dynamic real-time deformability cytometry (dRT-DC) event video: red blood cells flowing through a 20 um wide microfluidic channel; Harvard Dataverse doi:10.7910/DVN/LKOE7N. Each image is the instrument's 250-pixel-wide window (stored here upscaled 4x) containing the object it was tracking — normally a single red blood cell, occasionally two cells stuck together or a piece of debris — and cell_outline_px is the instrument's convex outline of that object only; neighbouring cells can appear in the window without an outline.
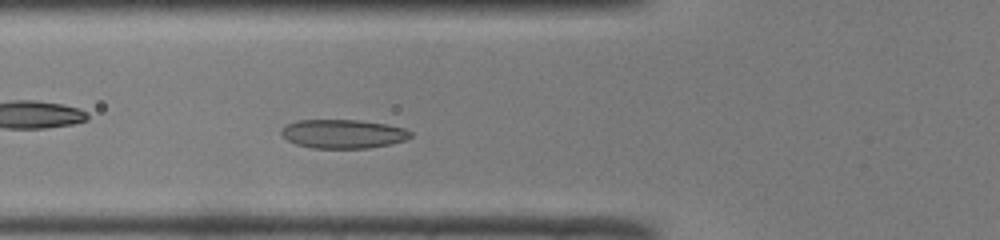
{"species": "common noctule bat (a hibernating species)", "species_latin": "Nyctalus noctula", "temperature_condition": "room temperature", "stored_images_in_passage": 42, "camera_frame_rate_fps": 3000, "um_per_image_px": 0.085, "animal": {"sex": "male", "body_mass_g": 19.0, "forearm_length_mm": 50.8}, "frame": {"image": 1, "passage_image": 11, "time_ms": 3.333, "image_size_px": [1000, 240], "cell_outline_px": [[412, 136], [408, 140], [368, 148], [312, 148], [296, 144], [288, 140], [280, 132], [288, 124], [296, 120], [360, 120], [388, 124], [404, 128], [412, 132]], "centroid_in_image_um": [29.21, 11.37], "position_along_channel_um": 96.6, "area_um2": 21.73}}
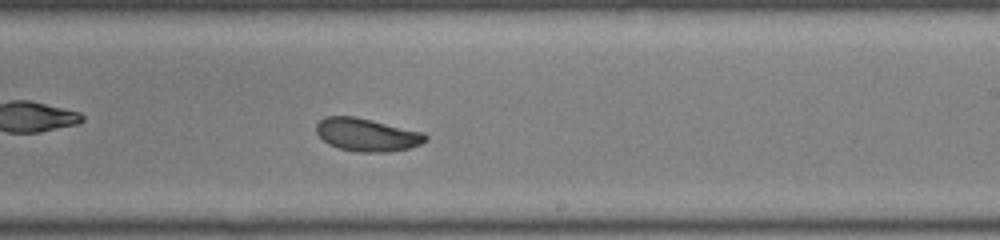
{"frame": {"image": 2, "passage_image": 23, "time_ms": 7.333, "image_size_px": [1000, 240], "cell_outline_px": [[428, 140], [420, 144], [408, 148], [388, 152], [356, 152], [340, 148], [328, 144], [316, 132], [316, 124], [324, 116], [356, 116], [424, 132], [428, 136]], "centroid_in_image_um": [31.2, 11.44], "position_along_channel_um": 257.8, "area_um2": 21.1}}
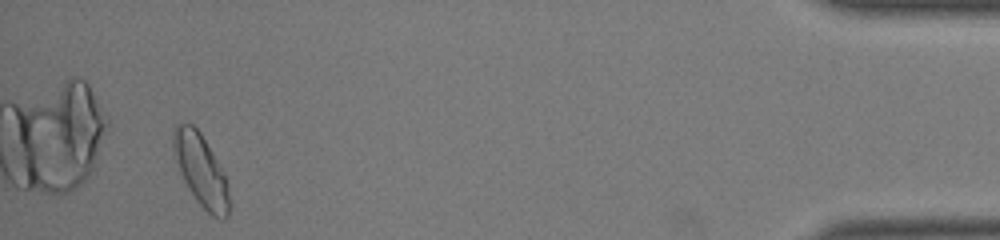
{"frame": {"image": 3, "passage_image": 40, "time_ms": 13.0, "image_size_px": [1000, 240], "cell_outline_px": [[232, 208], [228, 216], [224, 220], [212, 216], [196, 200], [184, 180], [172, 148], [172, 132], [176, 124], [192, 124], [200, 132], [220, 168], [228, 184], [232, 204]], "centroid_in_image_um": [17.11, 14.53], "position_along_channel_um": 418.1, "area_um2": 23.18}, "authors_computed_cell_mechanics": {"area_um2": 21.2126, "velocity_mm_per_s": 4.0416, "shape_relaxation_time_tau1_ms": 5.3332, "shape_relaxation_time_tau2_ms": 1.355, "deformation_change_tau1": 0.1495, "deformation_change_tau2": 0.0449}}